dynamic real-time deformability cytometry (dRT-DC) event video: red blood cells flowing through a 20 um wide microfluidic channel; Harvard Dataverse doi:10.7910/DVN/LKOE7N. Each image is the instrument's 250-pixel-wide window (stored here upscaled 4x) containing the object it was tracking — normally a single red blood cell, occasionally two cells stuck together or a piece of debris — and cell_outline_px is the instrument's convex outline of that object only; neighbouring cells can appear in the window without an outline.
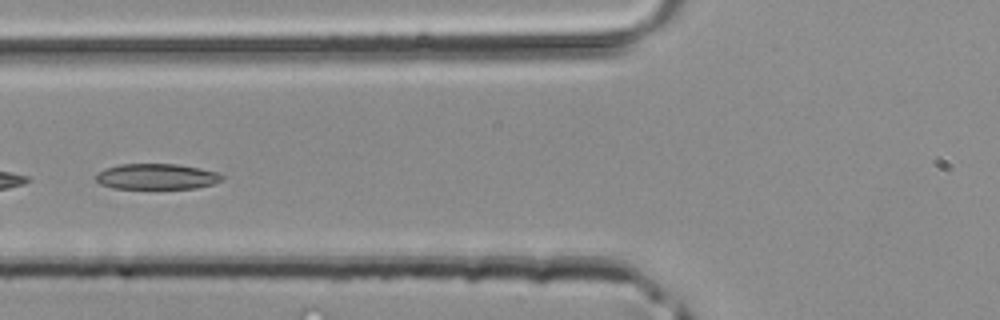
{"species": "common noctule bat (a hibernating species)", "species_latin": "Nyctalus noctula", "temperature_condition": "room temperature", "stored_images_in_passage": 24, "camera_frame_rate_fps": 3000, "um_per_image_px": 0.085, "animal": {"sex": "male", "body_mass_g": 20.4}, "frame": {"image": 1, "passage_image": 8, "time_ms": 2.333, "image_size_px": [1000, 320], "cell_outline_px": [[224, 180], [212, 184], [196, 188], [112, 188], [100, 184], [96, 180], [96, 172], [104, 168], [120, 164], [180, 164], [220, 172], [224, 176]], "centroid_in_image_um": [13.33, 15.0], "position_along_channel_um": 112.5, "area_um2": 19.07}}